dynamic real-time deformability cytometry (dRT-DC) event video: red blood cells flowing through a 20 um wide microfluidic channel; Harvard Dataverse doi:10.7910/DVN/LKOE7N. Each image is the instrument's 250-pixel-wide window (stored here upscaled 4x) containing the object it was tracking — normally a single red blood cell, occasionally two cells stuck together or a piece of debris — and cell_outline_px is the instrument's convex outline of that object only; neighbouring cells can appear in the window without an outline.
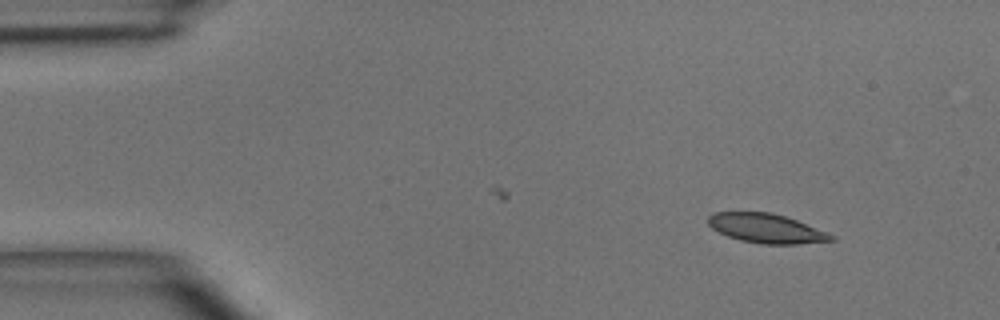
{"species": "common noctule bat (a hibernating species)", "species_latin": "Nyctalus noctula", "temperature_condition": "room temperature", "stored_images_in_passage": 4, "camera_frame_rate_fps": 3000, "um_per_image_px": 0.085, "animal": {"sex": "male", "body_mass_g": 15.6}, "frame": {"image": 1, "passage_image": 1, "time_ms": 0.0, "image_size_px": [1000, 320], "cell_outline_px": [[836, 240], [796, 244], [760, 244], [740, 240], [728, 236], [712, 228], [708, 224], [708, 216], [712, 212], [772, 212], [796, 220], [836, 236]], "centroid_in_image_um": [65.12, 19.41], "position_along_channel_um": 19.9, "area_um2": 20.92}}